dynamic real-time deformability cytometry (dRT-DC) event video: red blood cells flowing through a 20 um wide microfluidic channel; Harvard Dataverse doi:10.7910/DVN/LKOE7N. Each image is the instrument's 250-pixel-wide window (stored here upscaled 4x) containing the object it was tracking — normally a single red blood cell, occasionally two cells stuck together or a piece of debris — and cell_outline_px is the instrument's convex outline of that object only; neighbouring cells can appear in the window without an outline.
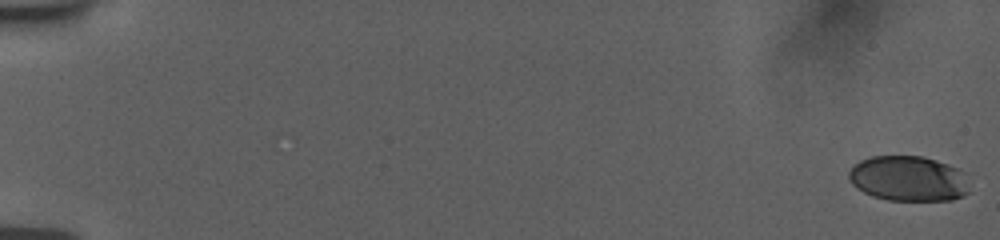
{"species": "human", "species_latin": "Homo sapiens", "temperature_condition": "room temperature", "stored_images_in_passage": 15, "camera_frame_rate_fps": 3000, "um_per_image_px": 0.085, "donor": {"sex": "female"}, "frame": {"image": 1, "passage_image": 1, "time_ms": 0.0, "image_size_px": [1000, 240], "cell_outline_px": [[968, 192], [964, 196], [952, 200], [888, 200], [872, 196], [864, 192], [852, 184], [848, 176], [848, 172], [860, 160], [872, 156], [924, 156], [960, 168], [964, 172]], "centroid_in_image_um": [77.22, 15.17], "position_along_channel_um": 7.8, "area_um2": 31.85}}
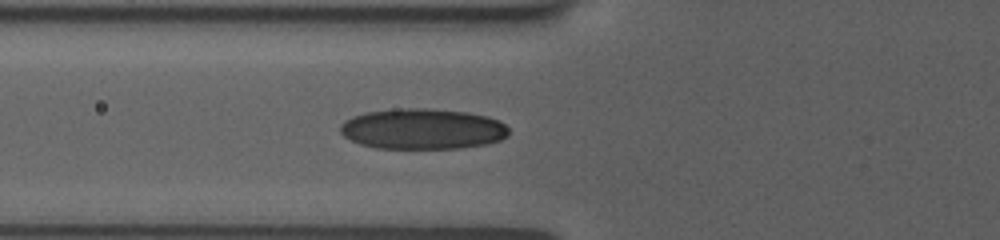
{"frame": {"image": 2, "passage_image": 9, "time_ms": 7.333, "image_size_px": [1000, 240], "cell_outline_px": [[508, 136], [500, 140], [488, 144], [460, 148], [376, 148], [360, 144], [344, 136], [340, 132], [340, 124], [344, 120], [352, 116], [364, 112], [396, 108], [428, 108], [468, 112], [488, 116], [500, 120], [508, 128]], "centroid_in_image_um": [35.92, 10.95], "position_along_channel_um": 89.9, "area_um2": 40.29}}
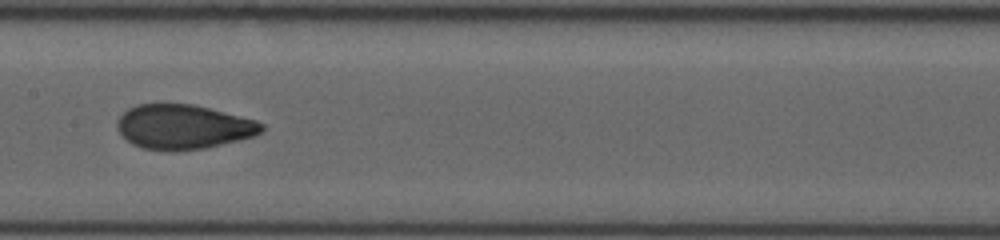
{"frame": {"image": 3, "passage_image": 15, "time_ms": 10.0, "image_size_px": [1000, 240], "cell_outline_px": [[264, 128], [260, 132], [252, 136], [204, 148], [140, 148], [132, 144], [116, 128], [116, 120], [128, 108], [136, 104], [192, 104], [256, 120], [264, 124]], "centroid_in_image_um": [15.55, 10.74], "position_along_channel_um": 191.9, "area_um2": 36.41}}